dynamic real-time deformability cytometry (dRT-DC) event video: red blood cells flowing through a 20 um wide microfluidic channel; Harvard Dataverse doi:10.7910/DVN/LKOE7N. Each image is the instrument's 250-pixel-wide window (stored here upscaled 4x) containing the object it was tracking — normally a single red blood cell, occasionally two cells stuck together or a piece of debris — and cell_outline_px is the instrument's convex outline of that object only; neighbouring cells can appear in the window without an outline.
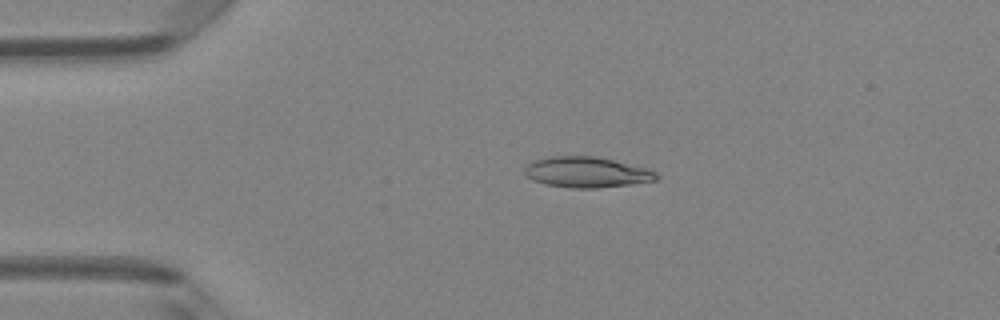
{"species": "Egyptian fruit bat (a non-hibernating species)", "species_latin": "Rousettus aegyptiacus", "temperature_condition": "room temperature", "stored_images_in_passage": 4, "camera_frame_rate_fps": 3000, "um_per_image_px": 0.085, "animal": {"sex": "female"}, "frame": {"image": 1, "passage_image": 3, "time_ms": 0.667, "image_size_px": [1000, 320], "cell_outline_px": [[660, 176], [656, 180], [628, 184], [596, 188], [568, 188], [544, 184], [532, 180], [524, 172], [524, 168], [532, 160], [548, 156], [596, 156], [648, 168], [656, 172]], "centroid_in_image_um": [49.84, 14.63], "position_along_channel_um": 35.2, "area_um2": 23.64}}